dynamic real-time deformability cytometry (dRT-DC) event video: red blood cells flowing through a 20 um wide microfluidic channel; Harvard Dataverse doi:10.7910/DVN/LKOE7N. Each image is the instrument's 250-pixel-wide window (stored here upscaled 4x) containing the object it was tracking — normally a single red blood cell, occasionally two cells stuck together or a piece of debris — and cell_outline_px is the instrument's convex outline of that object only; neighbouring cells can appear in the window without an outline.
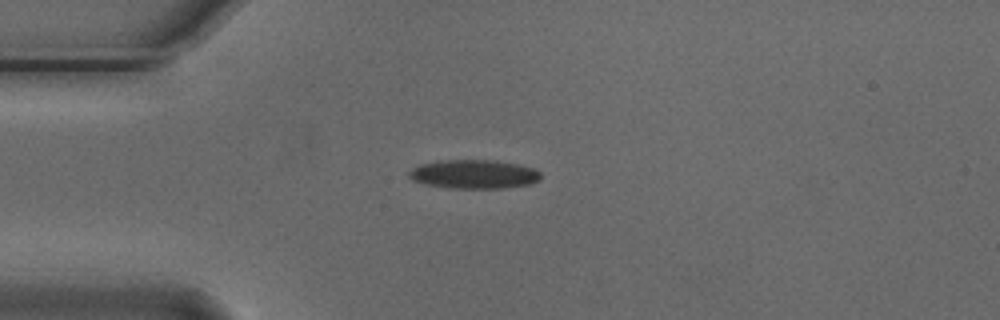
{"species": "Egyptian fruit bat (a non-hibernating species)", "species_latin": "Rousettus aegyptiacus", "temperature_condition": "cold", "stored_images_in_passage": 4, "camera_frame_rate_fps": 3000, "um_per_image_px": 0.085, "animal": {"sex": "male"}, "frame": {"image": 1, "passage_image": 3, "time_ms": 0.667, "image_size_px": [1000, 320], "cell_outline_px": [[540, 180], [532, 184], [500, 188], [452, 188], [424, 184], [412, 180], [408, 176], [408, 172], [412, 168], [420, 164], [444, 160], [492, 160], [516, 164], [532, 168], [540, 172]], "centroid_in_image_um": [40.26, 14.81], "position_along_channel_um": 44.7, "area_um2": 22.08}}
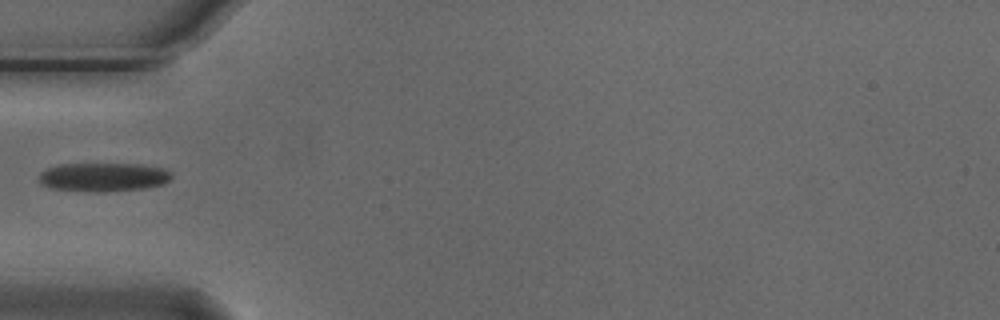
{"frame": {"image": 2, "passage_image": 4, "time_ms": 1.0, "image_size_px": [1000, 320], "cell_outline_px": [[172, 176], [164, 184], [144, 188], [108, 192], [88, 192], [48, 188], [40, 184], [40, 172], [56, 164], [140, 164], [164, 168], [172, 172]], "centroid_in_image_um": [8.77, 15.06], "position_along_channel_um": 76.2, "area_um2": 22.54}}